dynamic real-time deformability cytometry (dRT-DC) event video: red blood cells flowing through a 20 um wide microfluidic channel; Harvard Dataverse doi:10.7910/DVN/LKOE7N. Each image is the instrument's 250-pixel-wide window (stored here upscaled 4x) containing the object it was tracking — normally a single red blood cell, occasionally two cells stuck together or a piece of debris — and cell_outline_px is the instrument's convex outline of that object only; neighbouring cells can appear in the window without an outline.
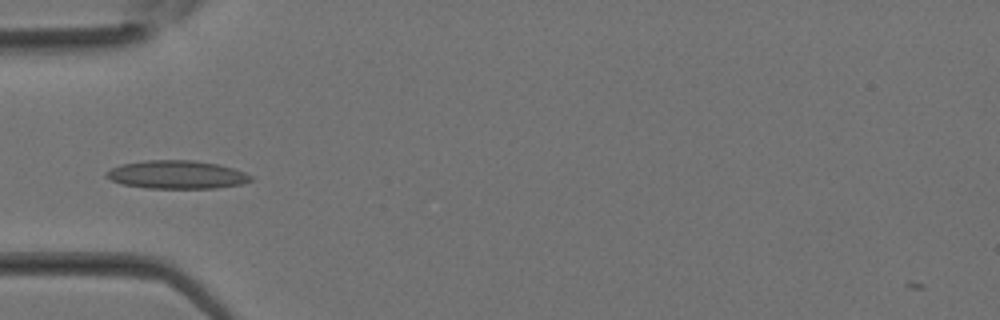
{"species": "Egyptian fruit bat (a non-hibernating species)", "species_latin": "Rousettus aegyptiacus", "temperature_condition": "room temperature", "stored_images_in_passage": 23, "camera_frame_rate_fps": 3000, "um_per_image_px": 0.085, "animal": {"sex": "female"}, "frame": {"image": 1, "passage_image": 1, "time_ms": 0.0, "image_size_px": [1000, 320], "cell_outline_px": [[252, 180], [240, 184], [216, 188], [148, 188], [120, 184], [104, 176], [104, 172], [120, 164], [148, 160], [192, 160], [216, 164], [232, 168], [244, 172], [252, 176]], "centroid_in_image_um": [14.98, 14.84], "position_along_channel_um": 70.0, "area_um2": 23.7}}
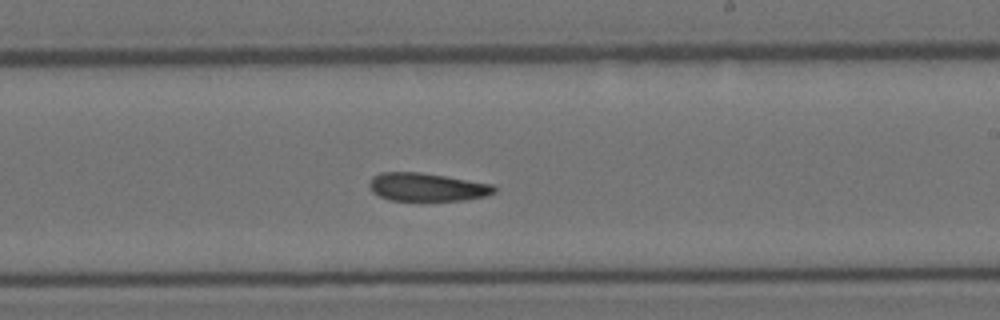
{"frame": {"image": 2, "passage_image": 10, "time_ms": 3.0, "image_size_px": [1000, 320], "cell_outline_px": [[496, 192], [488, 196], [464, 200], [388, 200], [372, 192], [368, 184], [372, 176], [380, 172], [420, 172], [492, 184], [496, 188]], "centroid_in_image_um": [36.28, 15.9], "position_along_channel_um": 252.7, "area_um2": 20.52}}
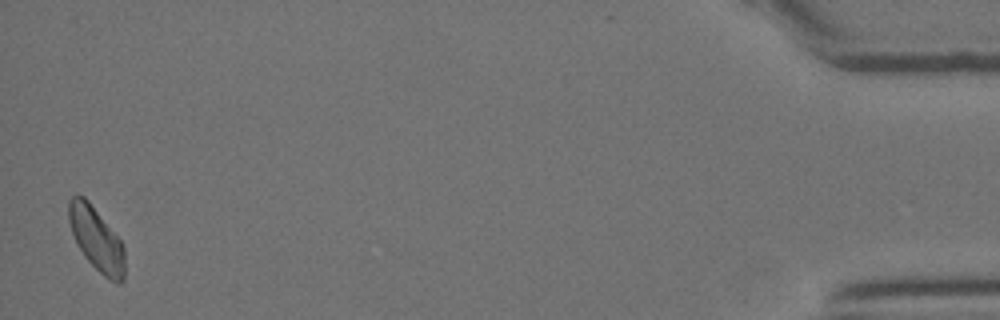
{"frame": {"image": 3, "passage_image": 23, "time_ms": 7.333, "image_size_px": [1000, 320], "cell_outline_px": [[124, 280], [120, 284], [116, 284], [108, 280], [84, 256], [72, 232], [68, 220], [68, 200], [76, 192], [84, 196], [88, 200], [124, 244]], "centroid_in_image_um": [8.2, 20.3], "position_along_channel_um": 427.0, "area_um2": 20.81}}